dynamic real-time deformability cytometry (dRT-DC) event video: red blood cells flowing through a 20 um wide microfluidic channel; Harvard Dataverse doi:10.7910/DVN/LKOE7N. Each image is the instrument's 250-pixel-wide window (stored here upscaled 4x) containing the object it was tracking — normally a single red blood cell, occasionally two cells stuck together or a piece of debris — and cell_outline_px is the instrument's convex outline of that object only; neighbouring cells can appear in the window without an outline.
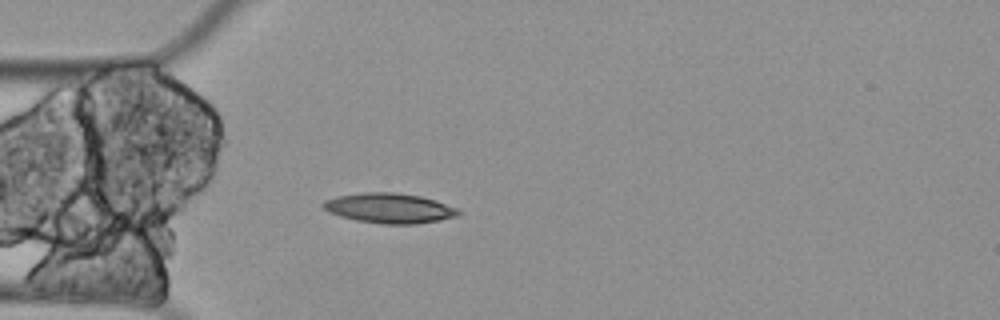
{"species": "Egyptian fruit bat (a non-hibernating species)", "species_latin": "Rousettus aegyptiacus", "temperature_condition": "cold", "stored_images_in_passage": 3, "camera_frame_rate_fps": 3000, "um_per_image_px": 0.085, "animal": {"sex": "female"}, "frame": {"image": 1, "passage_image": 3, "time_ms": 0.667, "image_size_px": [1000, 320], "cell_outline_px": [[460, 216], [440, 220], [416, 224], [384, 224], [356, 220], [340, 216], [328, 212], [320, 204], [324, 200], [336, 196], [364, 192], [396, 192], [420, 196], [456, 208], [460, 212]], "centroid_in_image_um": [33.06, 17.69], "position_along_channel_um": 51.9, "area_um2": 23.58}}